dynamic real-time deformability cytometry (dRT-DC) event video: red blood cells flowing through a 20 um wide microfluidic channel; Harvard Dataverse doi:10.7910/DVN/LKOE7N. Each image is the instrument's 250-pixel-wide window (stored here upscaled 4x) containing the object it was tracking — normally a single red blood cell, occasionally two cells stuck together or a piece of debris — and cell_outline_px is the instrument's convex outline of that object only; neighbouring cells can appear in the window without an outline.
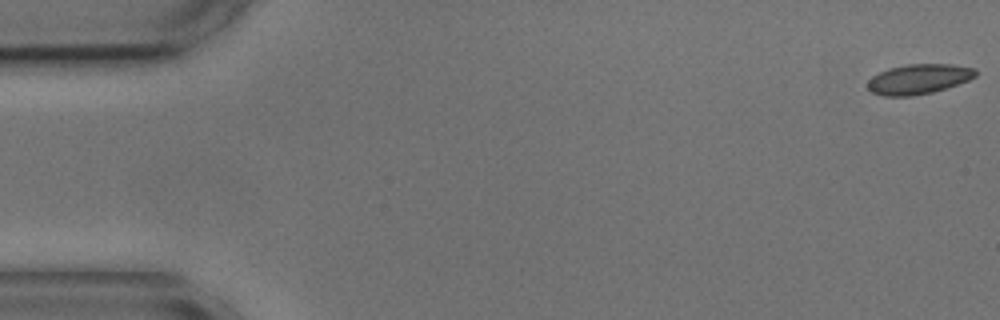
{"species": "common noctule bat (a hibernating species)", "species_latin": "Nyctalus noctula", "temperature_condition": "cold", "stored_images_in_passage": 6, "camera_frame_rate_fps": 3000, "um_per_image_px": 0.085, "animal": {"sex": "male", "body_mass_g": 17.9, "forearm_length_mm": 54.2}, "frame": {"image": 1, "passage_image": 1, "time_ms": 0.0, "image_size_px": [1000, 320], "cell_outline_px": [[976, 76], [968, 80], [932, 92], [912, 96], [884, 96], [872, 92], [868, 88], [868, 80], [872, 76], [888, 68], [908, 64], [952, 64], [976, 68]], "centroid_in_image_um": [78.07, 6.71], "position_along_channel_um": 6.9, "area_um2": 18.73}}